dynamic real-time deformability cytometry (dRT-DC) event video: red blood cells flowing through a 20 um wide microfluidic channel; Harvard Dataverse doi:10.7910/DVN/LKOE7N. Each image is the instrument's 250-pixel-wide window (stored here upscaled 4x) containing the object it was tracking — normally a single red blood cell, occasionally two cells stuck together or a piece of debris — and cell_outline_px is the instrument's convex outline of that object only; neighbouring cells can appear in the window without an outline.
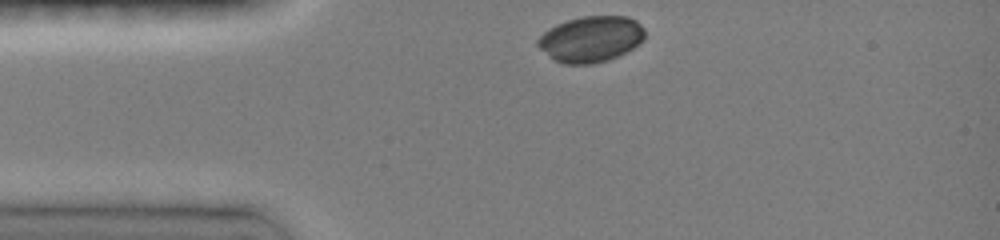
{"species": "common noctule bat (a hibernating species)", "species_latin": "Nyctalus noctula", "temperature_condition": "room temperature", "stored_images_in_passage": 12, "camera_frame_rate_fps": 3000, "um_per_image_px": 0.085, "animal": {"sex": "female", "body_mass_g": 19.0, "forearm_length_mm": 51.5}, "frame": {"image": 1, "passage_image": 1, "time_ms": 0.0, "image_size_px": [1000, 240], "cell_outline_px": [[644, 40], [640, 44], [608, 60], [592, 64], [564, 64], [552, 60], [536, 44], [536, 40], [548, 28], [556, 24], [568, 20], [584, 16], [628, 16], [636, 20], [644, 28]], "centroid_in_image_um": [50.21, 3.32], "position_along_channel_um": 34.8, "area_um2": 28.78}}